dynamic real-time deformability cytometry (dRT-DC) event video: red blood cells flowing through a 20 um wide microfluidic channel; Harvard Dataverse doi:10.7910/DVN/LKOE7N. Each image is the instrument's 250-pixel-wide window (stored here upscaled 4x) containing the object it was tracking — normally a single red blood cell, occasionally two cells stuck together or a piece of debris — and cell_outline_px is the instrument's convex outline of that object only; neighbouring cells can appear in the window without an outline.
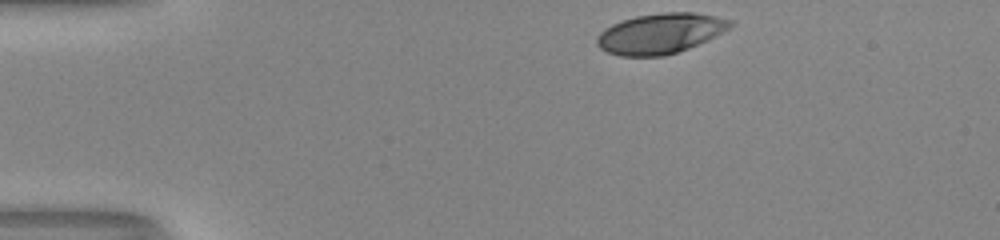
{"species": "human", "species_latin": "Homo sapiens", "temperature_condition": "room temperature", "stored_images_in_passage": 34, "camera_frame_rate_fps": 3000, "um_per_image_px": 0.085, "donor": {"sex": "male"}, "frame": {"image": 1, "passage_image": 1, "time_ms": 0.0, "image_size_px": [1000, 240], "cell_outline_px": [[736, 24], [708, 40], [688, 48], [664, 56], [620, 56], [608, 52], [600, 48], [596, 44], [596, 36], [604, 28], [612, 24], [636, 16], [664, 12], [692, 12], [732, 20]], "centroid_in_image_um": [56.11, 2.85], "position_along_channel_um": 28.9, "area_um2": 31.21}}
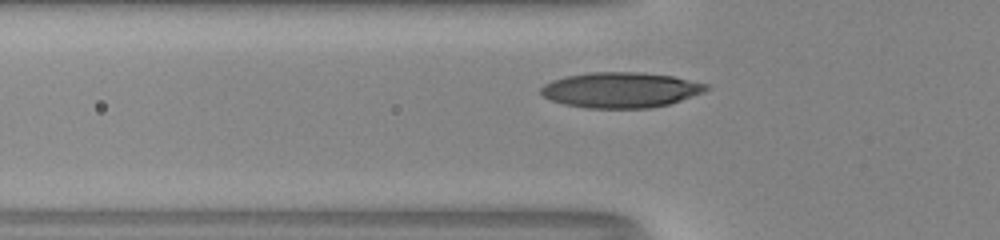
{"frame": {"image": 2, "passage_image": 10, "time_ms": 3.0, "image_size_px": [1000, 240], "cell_outline_px": [[712, 88], [704, 92], [668, 104], [652, 108], [584, 108], [564, 104], [552, 100], [544, 96], [540, 92], [540, 88], [544, 84], [552, 80], [564, 76], [592, 72], [640, 72], [672, 76], [708, 84]], "centroid_in_image_um": [52.76, 7.64], "position_along_channel_um": 73.0, "area_um2": 34.22}}
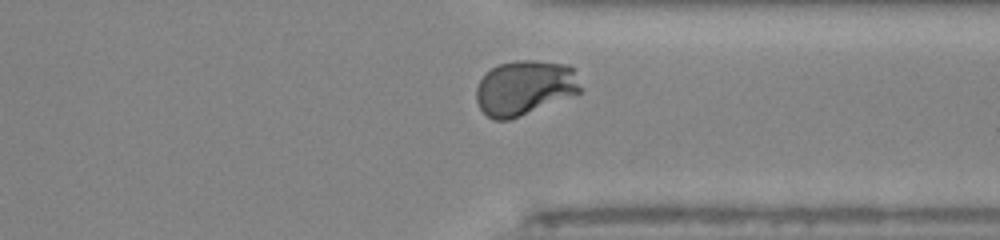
{"frame": {"image": 3, "passage_image": 32, "time_ms": 10.333, "image_size_px": [1000, 240], "cell_outline_px": [[584, 88], [580, 92], [508, 120], [492, 120], [480, 108], [476, 100], [476, 88], [480, 80], [492, 68], [500, 64], [516, 60], [536, 60], [568, 64], [572, 68]], "centroid_in_image_um": [44.6, 7.44], "position_along_channel_um": 366.8, "area_um2": 33.0}, "authors_computed_cell_mechanics": {"area_um2": 32.5414, "velocity_mm_per_s": 4.0044, "shape_relaxation_time_tau1_ms": 4.5505, "shape_relaxation_time_tau2_ms": null, "deformation_change_tau1": 0.2142, "deformation_change_tau2": null}}